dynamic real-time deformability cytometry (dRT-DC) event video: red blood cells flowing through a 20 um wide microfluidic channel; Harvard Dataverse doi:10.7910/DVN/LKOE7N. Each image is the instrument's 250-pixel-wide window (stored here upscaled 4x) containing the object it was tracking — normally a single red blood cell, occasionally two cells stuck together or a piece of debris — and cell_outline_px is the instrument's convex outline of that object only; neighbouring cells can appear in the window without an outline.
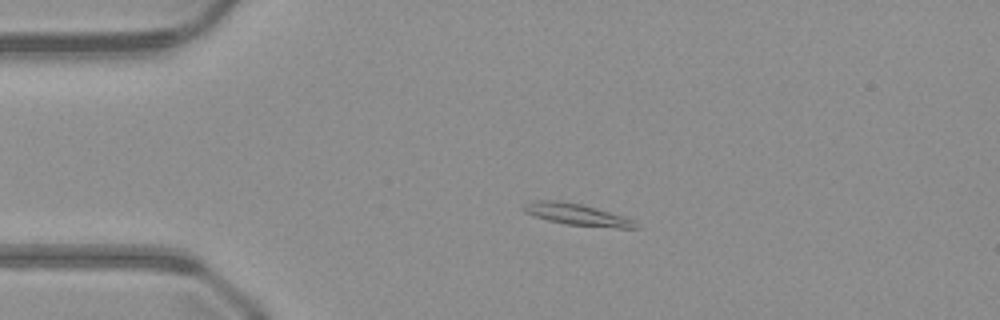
{"species": "common noctule bat (a hibernating species)", "species_latin": "Nyctalus noctula", "temperature_condition": "warm", "stored_images_in_passage": 50, "camera_frame_rate_fps": 3000, "um_per_image_px": 0.085, "animal": {"sex": "male", "body_mass_g": 23.1, "forearm_length_mm": 52.7}, "frame": {"image": 1, "passage_image": 11, "time_ms": 3.333, "image_size_px": [1000, 320], "cell_outline_px": [[640, 228], [616, 228], [568, 224], [548, 220], [524, 212], [520, 208], [524, 204], [536, 200], [560, 200], [580, 204], [596, 208], [624, 216], [640, 224]], "centroid_in_image_um": [49.05, 18.23], "position_along_channel_um": 36.0, "area_um2": 14.05}}
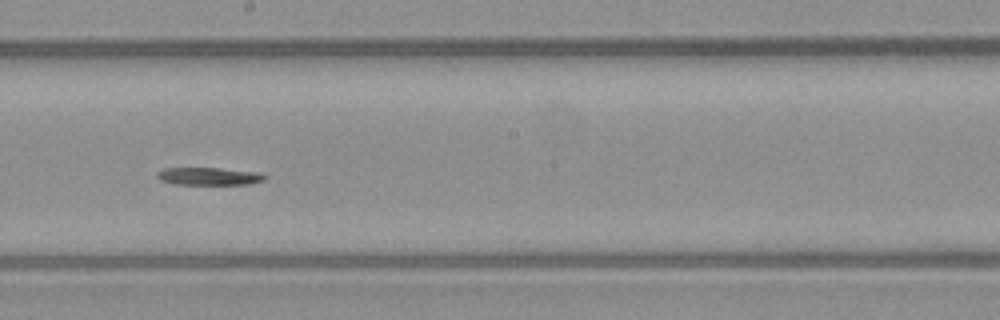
{"frame": {"image": 2, "passage_image": 28, "time_ms": 9.0, "image_size_px": [1000, 320], "cell_outline_px": [[268, 176], [264, 180], [248, 184], [176, 184], [160, 180], [156, 176], [156, 172], [164, 168], [220, 168], [260, 172]], "centroid_in_image_um": [17.77, 14.97], "position_along_channel_um": 230.4, "area_um2": 11.1}}
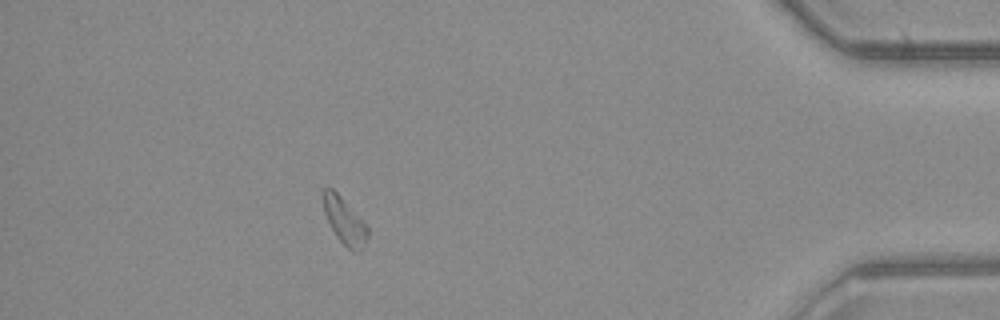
{"frame": {"image": 3, "passage_image": 45, "time_ms": 14.667, "image_size_px": [1000, 320], "cell_outline_px": [[368, 236], [360, 252], [352, 252], [336, 236], [324, 212], [324, 188], [332, 188], [340, 196], [368, 228]], "centroid_in_image_um": [29.29, 18.82], "position_along_channel_um": 405.9, "area_um2": 11.44}}